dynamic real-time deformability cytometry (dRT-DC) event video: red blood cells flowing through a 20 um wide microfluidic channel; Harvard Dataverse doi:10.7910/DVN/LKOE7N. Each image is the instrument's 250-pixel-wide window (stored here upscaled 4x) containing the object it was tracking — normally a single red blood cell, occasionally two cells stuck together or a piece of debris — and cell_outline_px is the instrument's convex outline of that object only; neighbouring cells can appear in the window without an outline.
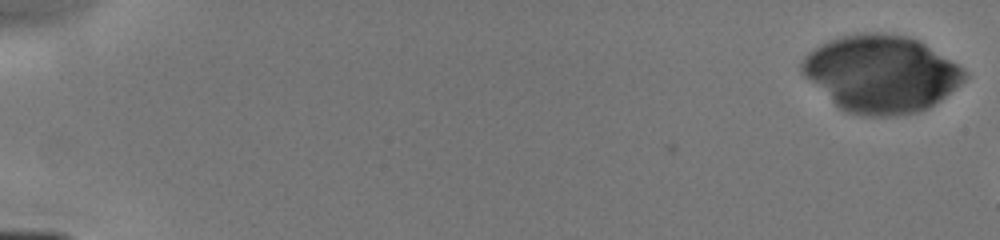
{"species": "human", "species_latin": "Homo sapiens", "temperature_condition": "cold", "stored_images_in_passage": 10, "camera_frame_rate_fps": 3000, "um_per_image_px": 0.085, "donor": {"sex": "male"}, "frame": {"image": 1, "passage_image": 1, "time_ms": 0.0, "image_size_px": [1000, 240], "cell_outline_px": [[968, 76], [960, 84], [940, 100], [928, 108], [916, 112], [892, 116], [864, 116], [848, 112], [840, 108], [804, 76], [800, 72], [800, 64], [804, 56], [808, 52], [820, 44], [828, 40], [840, 36], [860, 32], [880, 32], [904, 36], [920, 40], [964, 68], [968, 72]], "centroid_in_image_um": [74.89, 6.25], "position_along_channel_um": 10.1, "area_um2": 73.12}}